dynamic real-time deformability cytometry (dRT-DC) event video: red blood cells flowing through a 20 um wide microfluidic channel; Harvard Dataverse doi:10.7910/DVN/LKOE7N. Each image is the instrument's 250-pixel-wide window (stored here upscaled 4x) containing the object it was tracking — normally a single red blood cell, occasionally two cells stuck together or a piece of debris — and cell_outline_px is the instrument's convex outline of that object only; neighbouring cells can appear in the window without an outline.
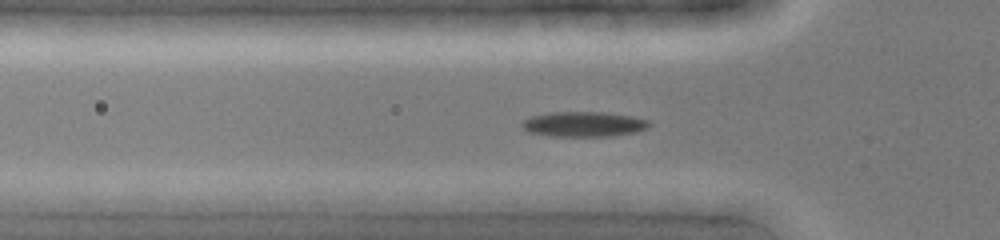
{"species": "common noctule bat (a hibernating species)", "species_latin": "Nyctalus noctula", "temperature_condition": "cold", "stored_images_in_passage": 3, "camera_frame_rate_fps": 3000, "um_per_image_px": 0.085, "animal": {"sex": "female", "body_mass_g": 19.0, "forearm_length_mm": 51.5}, "frame": {"image": 1, "passage_image": 2, "time_ms": 0.333, "image_size_px": [1000, 240], "cell_outline_px": [[652, 124], [648, 128], [636, 132], [608, 136], [552, 136], [528, 132], [520, 124], [524, 120], [532, 116], [552, 112], [604, 112], [632, 116], [648, 120]], "centroid_in_image_um": [49.64, 10.55], "position_along_channel_um": 76.2, "area_um2": 18.55}}